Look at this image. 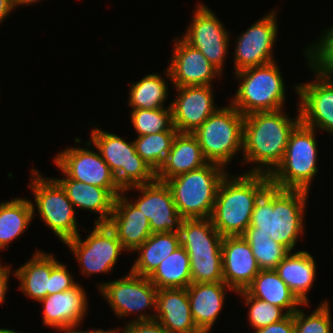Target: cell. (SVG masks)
Listing matches in <instances>:
<instances>
[{
  "instance_id": "obj_35",
  "label": "cell",
  "mask_w": 333,
  "mask_h": 333,
  "mask_svg": "<svg viewBox=\"0 0 333 333\" xmlns=\"http://www.w3.org/2000/svg\"><path fill=\"white\" fill-rule=\"evenodd\" d=\"M178 131H163L137 136L134 145L136 152L157 173L167 158L173 139Z\"/></svg>"
},
{
  "instance_id": "obj_30",
  "label": "cell",
  "mask_w": 333,
  "mask_h": 333,
  "mask_svg": "<svg viewBox=\"0 0 333 333\" xmlns=\"http://www.w3.org/2000/svg\"><path fill=\"white\" fill-rule=\"evenodd\" d=\"M180 246V236L176 232L152 233L134 252L140 255L131 270L134 274L149 277L161 261Z\"/></svg>"
},
{
  "instance_id": "obj_11",
  "label": "cell",
  "mask_w": 333,
  "mask_h": 333,
  "mask_svg": "<svg viewBox=\"0 0 333 333\" xmlns=\"http://www.w3.org/2000/svg\"><path fill=\"white\" fill-rule=\"evenodd\" d=\"M80 233L64 244L70 248L81 267V273L89 276L94 273L111 271L122 251H126L118 240L116 233L108 224H94L86 238L81 240Z\"/></svg>"
},
{
  "instance_id": "obj_8",
  "label": "cell",
  "mask_w": 333,
  "mask_h": 333,
  "mask_svg": "<svg viewBox=\"0 0 333 333\" xmlns=\"http://www.w3.org/2000/svg\"><path fill=\"white\" fill-rule=\"evenodd\" d=\"M91 143L99 151L103 160L109 165L115 175L119 187L123 190L129 187L148 184L156 180V173L136 152L134 142H127L122 137L105 132L98 127L91 130Z\"/></svg>"
},
{
  "instance_id": "obj_2",
  "label": "cell",
  "mask_w": 333,
  "mask_h": 333,
  "mask_svg": "<svg viewBox=\"0 0 333 333\" xmlns=\"http://www.w3.org/2000/svg\"><path fill=\"white\" fill-rule=\"evenodd\" d=\"M309 191L270 185L257 200L249 227L270 235L290 252L304 233V211Z\"/></svg>"
},
{
  "instance_id": "obj_12",
  "label": "cell",
  "mask_w": 333,
  "mask_h": 333,
  "mask_svg": "<svg viewBox=\"0 0 333 333\" xmlns=\"http://www.w3.org/2000/svg\"><path fill=\"white\" fill-rule=\"evenodd\" d=\"M193 14L190 26L181 38L198 49L222 73L230 41L228 31L206 5L198 3Z\"/></svg>"
},
{
  "instance_id": "obj_23",
  "label": "cell",
  "mask_w": 333,
  "mask_h": 333,
  "mask_svg": "<svg viewBox=\"0 0 333 333\" xmlns=\"http://www.w3.org/2000/svg\"><path fill=\"white\" fill-rule=\"evenodd\" d=\"M186 289L195 325L201 332L209 333L224 306L226 291L234 290L223 281L191 283Z\"/></svg>"
},
{
  "instance_id": "obj_47",
  "label": "cell",
  "mask_w": 333,
  "mask_h": 333,
  "mask_svg": "<svg viewBox=\"0 0 333 333\" xmlns=\"http://www.w3.org/2000/svg\"><path fill=\"white\" fill-rule=\"evenodd\" d=\"M39 0H11L13 9L17 8L18 6H24V5H31L34 3H37ZM17 6V7H16Z\"/></svg>"
},
{
  "instance_id": "obj_1",
  "label": "cell",
  "mask_w": 333,
  "mask_h": 333,
  "mask_svg": "<svg viewBox=\"0 0 333 333\" xmlns=\"http://www.w3.org/2000/svg\"><path fill=\"white\" fill-rule=\"evenodd\" d=\"M282 110L244 116L243 163L259 164L248 173L270 175L283 161L290 133L300 122V111L292 119Z\"/></svg>"
},
{
  "instance_id": "obj_46",
  "label": "cell",
  "mask_w": 333,
  "mask_h": 333,
  "mask_svg": "<svg viewBox=\"0 0 333 333\" xmlns=\"http://www.w3.org/2000/svg\"><path fill=\"white\" fill-rule=\"evenodd\" d=\"M11 0H0V23L13 11Z\"/></svg>"
},
{
  "instance_id": "obj_5",
  "label": "cell",
  "mask_w": 333,
  "mask_h": 333,
  "mask_svg": "<svg viewBox=\"0 0 333 333\" xmlns=\"http://www.w3.org/2000/svg\"><path fill=\"white\" fill-rule=\"evenodd\" d=\"M278 66L274 61L234 73L240 85L230 104L244 116L283 109L285 83Z\"/></svg>"
},
{
  "instance_id": "obj_43",
  "label": "cell",
  "mask_w": 333,
  "mask_h": 333,
  "mask_svg": "<svg viewBox=\"0 0 333 333\" xmlns=\"http://www.w3.org/2000/svg\"><path fill=\"white\" fill-rule=\"evenodd\" d=\"M252 333H295L294 313L288 314L281 321L255 330V332Z\"/></svg>"
},
{
  "instance_id": "obj_9",
  "label": "cell",
  "mask_w": 333,
  "mask_h": 333,
  "mask_svg": "<svg viewBox=\"0 0 333 333\" xmlns=\"http://www.w3.org/2000/svg\"><path fill=\"white\" fill-rule=\"evenodd\" d=\"M31 176L32 182L29 183V187L33 191L35 201V203L31 201L33 213L37 209L44 224L63 243L76 237L79 234L74 211L76 208L68 199L62 186L54 178H43L34 168H32Z\"/></svg>"
},
{
  "instance_id": "obj_42",
  "label": "cell",
  "mask_w": 333,
  "mask_h": 333,
  "mask_svg": "<svg viewBox=\"0 0 333 333\" xmlns=\"http://www.w3.org/2000/svg\"><path fill=\"white\" fill-rule=\"evenodd\" d=\"M120 330H111V333H118ZM120 333H169L159 322L152 321H129L125 324Z\"/></svg>"
},
{
  "instance_id": "obj_19",
  "label": "cell",
  "mask_w": 333,
  "mask_h": 333,
  "mask_svg": "<svg viewBox=\"0 0 333 333\" xmlns=\"http://www.w3.org/2000/svg\"><path fill=\"white\" fill-rule=\"evenodd\" d=\"M223 282L239 292L245 290L261 270L249 243L243 236L223 237Z\"/></svg>"
},
{
  "instance_id": "obj_14",
  "label": "cell",
  "mask_w": 333,
  "mask_h": 333,
  "mask_svg": "<svg viewBox=\"0 0 333 333\" xmlns=\"http://www.w3.org/2000/svg\"><path fill=\"white\" fill-rule=\"evenodd\" d=\"M309 67L316 78L295 87L301 100L298 102L300 121L315 130L319 128L333 135V75Z\"/></svg>"
},
{
  "instance_id": "obj_3",
  "label": "cell",
  "mask_w": 333,
  "mask_h": 333,
  "mask_svg": "<svg viewBox=\"0 0 333 333\" xmlns=\"http://www.w3.org/2000/svg\"><path fill=\"white\" fill-rule=\"evenodd\" d=\"M228 174L220 182L210 219L222 237L242 236L257 200L271 185L270 176L246 172L232 178Z\"/></svg>"
},
{
  "instance_id": "obj_39",
  "label": "cell",
  "mask_w": 333,
  "mask_h": 333,
  "mask_svg": "<svg viewBox=\"0 0 333 333\" xmlns=\"http://www.w3.org/2000/svg\"><path fill=\"white\" fill-rule=\"evenodd\" d=\"M327 30V31H326ZM316 43L305 49L308 65L319 72L333 75V26L326 29Z\"/></svg>"
},
{
  "instance_id": "obj_45",
  "label": "cell",
  "mask_w": 333,
  "mask_h": 333,
  "mask_svg": "<svg viewBox=\"0 0 333 333\" xmlns=\"http://www.w3.org/2000/svg\"><path fill=\"white\" fill-rule=\"evenodd\" d=\"M80 325H73V326H67V327H64V328H59V329H56V330H60V332H64V333H111V330H102V329H92L90 331H81V330H77V328L79 327Z\"/></svg>"
},
{
  "instance_id": "obj_48",
  "label": "cell",
  "mask_w": 333,
  "mask_h": 333,
  "mask_svg": "<svg viewBox=\"0 0 333 333\" xmlns=\"http://www.w3.org/2000/svg\"><path fill=\"white\" fill-rule=\"evenodd\" d=\"M0 333H19V331L11 330V329H3L0 328Z\"/></svg>"
},
{
  "instance_id": "obj_37",
  "label": "cell",
  "mask_w": 333,
  "mask_h": 333,
  "mask_svg": "<svg viewBox=\"0 0 333 333\" xmlns=\"http://www.w3.org/2000/svg\"><path fill=\"white\" fill-rule=\"evenodd\" d=\"M236 293L245 299L246 306H250L248 311V321H250V325L255 330L279 322L288 315L285 311L283 312L281 307L252 297L246 290Z\"/></svg>"
},
{
  "instance_id": "obj_40",
  "label": "cell",
  "mask_w": 333,
  "mask_h": 333,
  "mask_svg": "<svg viewBox=\"0 0 333 333\" xmlns=\"http://www.w3.org/2000/svg\"><path fill=\"white\" fill-rule=\"evenodd\" d=\"M192 283L223 281L222 256L189 257Z\"/></svg>"
},
{
  "instance_id": "obj_21",
  "label": "cell",
  "mask_w": 333,
  "mask_h": 333,
  "mask_svg": "<svg viewBox=\"0 0 333 333\" xmlns=\"http://www.w3.org/2000/svg\"><path fill=\"white\" fill-rule=\"evenodd\" d=\"M83 287L74 288L46 296L43 304V324L52 329L80 325L88 311V298Z\"/></svg>"
},
{
  "instance_id": "obj_44",
  "label": "cell",
  "mask_w": 333,
  "mask_h": 333,
  "mask_svg": "<svg viewBox=\"0 0 333 333\" xmlns=\"http://www.w3.org/2000/svg\"><path fill=\"white\" fill-rule=\"evenodd\" d=\"M10 265L3 266L0 264V305L5 301V295L8 288V279L10 276Z\"/></svg>"
},
{
  "instance_id": "obj_15",
  "label": "cell",
  "mask_w": 333,
  "mask_h": 333,
  "mask_svg": "<svg viewBox=\"0 0 333 333\" xmlns=\"http://www.w3.org/2000/svg\"><path fill=\"white\" fill-rule=\"evenodd\" d=\"M276 12L278 11H270L237 38L234 50V73L275 61L273 46L278 33Z\"/></svg>"
},
{
  "instance_id": "obj_28",
  "label": "cell",
  "mask_w": 333,
  "mask_h": 333,
  "mask_svg": "<svg viewBox=\"0 0 333 333\" xmlns=\"http://www.w3.org/2000/svg\"><path fill=\"white\" fill-rule=\"evenodd\" d=\"M59 263L53 254L37 251L24 265L14 271L20 281L19 290L32 300L49 296L51 270Z\"/></svg>"
},
{
  "instance_id": "obj_7",
  "label": "cell",
  "mask_w": 333,
  "mask_h": 333,
  "mask_svg": "<svg viewBox=\"0 0 333 333\" xmlns=\"http://www.w3.org/2000/svg\"><path fill=\"white\" fill-rule=\"evenodd\" d=\"M243 126L244 115L229 104L219 107L193 134L204 158L226 167L233 156L243 150Z\"/></svg>"
},
{
  "instance_id": "obj_13",
  "label": "cell",
  "mask_w": 333,
  "mask_h": 333,
  "mask_svg": "<svg viewBox=\"0 0 333 333\" xmlns=\"http://www.w3.org/2000/svg\"><path fill=\"white\" fill-rule=\"evenodd\" d=\"M54 163L68 178L106 188L115 198L123 190L100 153L87 148L70 147L54 158Z\"/></svg>"
},
{
  "instance_id": "obj_38",
  "label": "cell",
  "mask_w": 333,
  "mask_h": 333,
  "mask_svg": "<svg viewBox=\"0 0 333 333\" xmlns=\"http://www.w3.org/2000/svg\"><path fill=\"white\" fill-rule=\"evenodd\" d=\"M328 303L323 301L310 315L298 308L294 312L295 333H333Z\"/></svg>"
},
{
  "instance_id": "obj_18",
  "label": "cell",
  "mask_w": 333,
  "mask_h": 333,
  "mask_svg": "<svg viewBox=\"0 0 333 333\" xmlns=\"http://www.w3.org/2000/svg\"><path fill=\"white\" fill-rule=\"evenodd\" d=\"M177 97L170 103L173 125L180 133H193L219 108L215 106L213 87H174Z\"/></svg>"
},
{
  "instance_id": "obj_29",
  "label": "cell",
  "mask_w": 333,
  "mask_h": 333,
  "mask_svg": "<svg viewBox=\"0 0 333 333\" xmlns=\"http://www.w3.org/2000/svg\"><path fill=\"white\" fill-rule=\"evenodd\" d=\"M252 297L281 307L293 314L303 304L288 288L275 269L260 270L252 283L245 289Z\"/></svg>"
},
{
  "instance_id": "obj_25",
  "label": "cell",
  "mask_w": 333,
  "mask_h": 333,
  "mask_svg": "<svg viewBox=\"0 0 333 333\" xmlns=\"http://www.w3.org/2000/svg\"><path fill=\"white\" fill-rule=\"evenodd\" d=\"M54 178L64 189L74 207L99 213L94 224H107L114 207L115 197L106 189L74 179Z\"/></svg>"
},
{
  "instance_id": "obj_10",
  "label": "cell",
  "mask_w": 333,
  "mask_h": 333,
  "mask_svg": "<svg viewBox=\"0 0 333 333\" xmlns=\"http://www.w3.org/2000/svg\"><path fill=\"white\" fill-rule=\"evenodd\" d=\"M104 299L109 303L117 318H123L132 313H140L132 321H152L156 310L158 289L148 277L129 272L121 279L104 282L97 285ZM153 309V314L140 311Z\"/></svg>"
},
{
  "instance_id": "obj_32",
  "label": "cell",
  "mask_w": 333,
  "mask_h": 333,
  "mask_svg": "<svg viewBox=\"0 0 333 333\" xmlns=\"http://www.w3.org/2000/svg\"><path fill=\"white\" fill-rule=\"evenodd\" d=\"M148 278L157 289L187 288L192 281L190 259L184 247H177Z\"/></svg>"
},
{
  "instance_id": "obj_33",
  "label": "cell",
  "mask_w": 333,
  "mask_h": 333,
  "mask_svg": "<svg viewBox=\"0 0 333 333\" xmlns=\"http://www.w3.org/2000/svg\"><path fill=\"white\" fill-rule=\"evenodd\" d=\"M161 74H147L138 82L131 84L129 89V104L133 109H158L164 107L168 96V86Z\"/></svg>"
},
{
  "instance_id": "obj_27",
  "label": "cell",
  "mask_w": 333,
  "mask_h": 333,
  "mask_svg": "<svg viewBox=\"0 0 333 333\" xmlns=\"http://www.w3.org/2000/svg\"><path fill=\"white\" fill-rule=\"evenodd\" d=\"M275 270L296 297L308 304L307 293L315 282L317 271L314 257L305 250L289 252Z\"/></svg>"
},
{
  "instance_id": "obj_34",
  "label": "cell",
  "mask_w": 333,
  "mask_h": 333,
  "mask_svg": "<svg viewBox=\"0 0 333 333\" xmlns=\"http://www.w3.org/2000/svg\"><path fill=\"white\" fill-rule=\"evenodd\" d=\"M242 236L249 243L261 270L276 269L290 252L285 246L270 238V235L256 233L255 227H248Z\"/></svg>"
},
{
  "instance_id": "obj_36",
  "label": "cell",
  "mask_w": 333,
  "mask_h": 333,
  "mask_svg": "<svg viewBox=\"0 0 333 333\" xmlns=\"http://www.w3.org/2000/svg\"><path fill=\"white\" fill-rule=\"evenodd\" d=\"M131 123L137 136L159 133L163 131H177L173 125L172 109H133L130 112Z\"/></svg>"
},
{
  "instance_id": "obj_24",
  "label": "cell",
  "mask_w": 333,
  "mask_h": 333,
  "mask_svg": "<svg viewBox=\"0 0 333 333\" xmlns=\"http://www.w3.org/2000/svg\"><path fill=\"white\" fill-rule=\"evenodd\" d=\"M207 163L196 136L193 133L177 132L166 160L156 173V180L166 182L177 175L199 169Z\"/></svg>"
},
{
  "instance_id": "obj_22",
  "label": "cell",
  "mask_w": 333,
  "mask_h": 333,
  "mask_svg": "<svg viewBox=\"0 0 333 333\" xmlns=\"http://www.w3.org/2000/svg\"><path fill=\"white\" fill-rule=\"evenodd\" d=\"M154 320L169 333H202L193 321L186 288L158 289Z\"/></svg>"
},
{
  "instance_id": "obj_6",
  "label": "cell",
  "mask_w": 333,
  "mask_h": 333,
  "mask_svg": "<svg viewBox=\"0 0 333 333\" xmlns=\"http://www.w3.org/2000/svg\"><path fill=\"white\" fill-rule=\"evenodd\" d=\"M316 130L301 121L290 133L283 161L269 175L271 185L281 189L309 191L317 175Z\"/></svg>"
},
{
  "instance_id": "obj_20",
  "label": "cell",
  "mask_w": 333,
  "mask_h": 333,
  "mask_svg": "<svg viewBox=\"0 0 333 333\" xmlns=\"http://www.w3.org/2000/svg\"><path fill=\"white\" fill-rule=\"evenodd\" d=\"M130 201L123 193L117 196L107 224L116 233L124 249L134 252L152 231L148 218Z\"/></svg>"
},
{
  "instance_id": "obj_17",
  "label": "cell",
  "mask_w": 333,
  "mask_h": 333,
  "mask_svg": "<svg viewBox=\"0 0 333 333\" xmlns=\"http://www.w3.org/2000/svg\"><path fill=\"white\" fill-rule=\"evenodd\" d=\"M174 43L169 66L164 71L173 86H213L211 82L216 76H221V72L198 49L182 38H175Z\"/></svg>"
},
{
  "instance_id": "obj_4",
  "label": "cell",
  "mask_w": 333,
  "mask_h": 333,
  "mask_svg": "<svg viewBox=\"0 0 333 333\" xmlns=\"http://www.w3.org/2000/svg\"><path fill=\"white\" fill-rule=\"evenodd\" d=\"M226 167L208 162L203 167L166 181L178 212L184 219L210 218Z\"/></svg>"
},
{
  "instance_id": "obj_41",
  "label": "cell",
  "mask_w": 333,
  "mask_h": 333,
  "mask_svg": "<svg viewBox=\"0 0 333 333\" xmlns=\"http://www.w3.org/2000/svg\"><path fill=\"white\" fill-rule=\"evenodd\" d=\"M73 279L66 265L59 262L51 270L49 295L74 288L78 283Z\"/></svg>"
},
{
  "instance_id": "obj_31",
  "label": "cell",
  "mask_w": 333,
  "mask_h": 333,
  "mask_svg": "<svg viewBox=\"0 0 333 333\" xmlns=\"http://www.w3.org/2000/svg\"><path fill=\"white\" fill-rule=\"evenodd\" d=\"M33 217L31 200L15 198L0 203V250L8 249L10 242L24 233Z\"/></svg>"
},
{
  "instance_id": "obj_16",
  "label": "cell",
  "mask_w": 333,
  "mask_h": 333,
  "mask_svg": "<svg viewBox=\"0 0 333 333\" xmlns=\"http://www.w3.org/2000/svg\"><path fill=\"white\" fill-rule=\"evenodd\" d=\"M134 189H137L140 195L132 203L148 218L152 233H179L184 218L178 212L166 182L155 180L123 189L122 193L126 194V191Z\"/></svg>"
},
{
  "instance_id": "obj_26",
  "label": "cell",
  "mask_w": 333,
  "mask_h": 333,
  "mask_svg": "<svg viewBox=\"0 0 333 333\" xmlns=\"http://www.w3.org/2000/svg\"><path fill=\"white\" fill-rule=\"evenodd\" d=\"M179 236L189 257L222 256L223 237L210 218L183 219Z\"/></svg>"
}]
</instances>
